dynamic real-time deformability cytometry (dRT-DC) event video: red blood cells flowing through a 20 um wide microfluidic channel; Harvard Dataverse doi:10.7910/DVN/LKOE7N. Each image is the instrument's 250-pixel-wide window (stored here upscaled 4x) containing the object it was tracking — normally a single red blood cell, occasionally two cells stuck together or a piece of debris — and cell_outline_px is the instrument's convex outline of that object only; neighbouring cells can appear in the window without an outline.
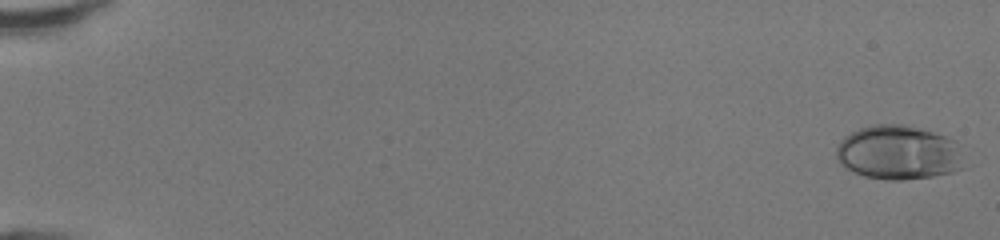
{"species": "human", "species_latin": "Homo sapiens", "temperature_condition": "room temperature", "stored_images_in_passage": 18, "camera_frame_rate_fps": 3000, "um_per_image_px": 0.085, "donor": {"sex": "female"}, "frame": {"image": 1, "passage_image": 1, "time_ms": 0.0, "image_size_px": [1000, 240], "cell_outline_px": [[968, 168], [952, 172], [932, 176], [900, 180], [888, 180], [864, 176], [852, 172], [844, 168], [840, 164], [836, 156], [836, 148], [840, 140], [844, 136], [860, 128], [872, 124], [904, 124], [920, 128], [956, 140]], "centroid_in_image_um": [76.39, 12.97], "position_along_channel_um": 8.6, "area_um2": 40.98}}
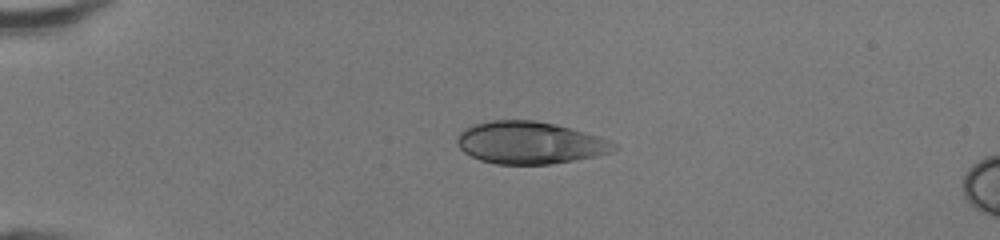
{"frame": {"image": 2, "passage_image": 13, "time_ms": 4.0, "image_size_px": [1000, 240], "cell_outline_px": [[620, 148], [612, 152], [596, 156], [576, 160], [548, 164], [496, 164], [480, 160], [464, 152], [460, 148], [456, 140], [460, 132], [464, 128], [476, 124], [492, 120], [536, 120], [556, 124], [584, 132], [608, 140], [616, 144]], "centroid_in_image_um": [45.04, 12.13], "position_along_channel_um": 40.0, "area_um2": 38.55}}